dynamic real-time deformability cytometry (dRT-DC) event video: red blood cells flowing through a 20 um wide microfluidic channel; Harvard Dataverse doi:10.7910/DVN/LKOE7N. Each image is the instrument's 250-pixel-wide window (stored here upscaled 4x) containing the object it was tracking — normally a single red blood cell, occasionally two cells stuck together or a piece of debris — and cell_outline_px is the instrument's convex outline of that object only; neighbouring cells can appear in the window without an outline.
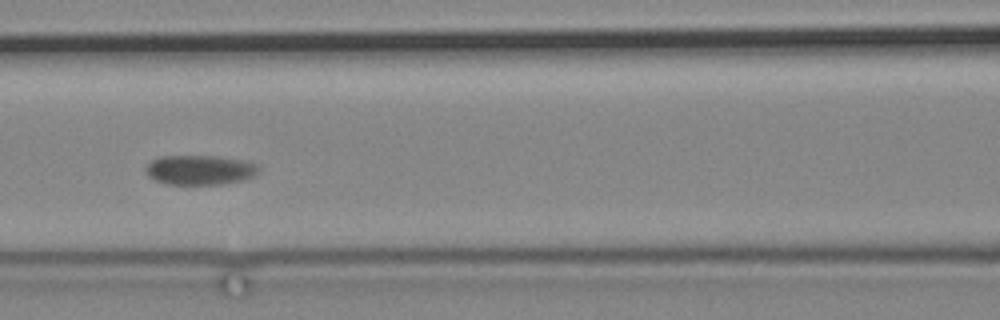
{"species": "common noctule bat (a hibernating species)", "species_latin": "Nyctalus noctula", "temperature_condition": "cold", "stored_images_in_passage": 4, "camera_frame_rate_fps": 3000, "um_per_image_px": 0.085, "animal": {"sex": "male", "body_mass_g": 19.2, "forearm_length_mm": 51.8}, "frame": {"image": 1, "passage_image": 3, "time_ms": 2.667, "image_size_px": [1000, 320], "cell_outline_px": [[260, 168], [252, 176], [240, 180], [220, 184], [168, 184], [156, 180], [148, 176], [144, 168], [152, 160], [160, 156], [216, 156], [248, 160], [256, 164]], "centroid_in_image_um": [16.97, 14.43], "position_along_channel_um": 149.6, "area_um2": 19.42}}
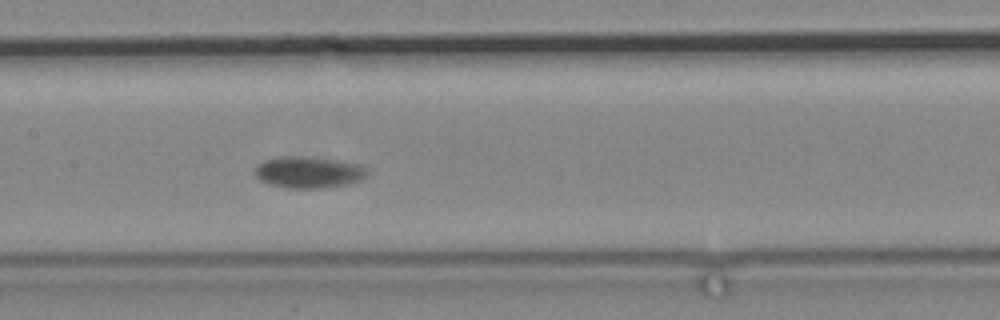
{"frame": {"image": 2, "passage_image": 4, "time_ms": 3.667, "image_size_px": [1000, 320], "cell_outline_px": [[368, 172], [360, 180], [352, 184], [324, 188], [284, 188], [268, 184], [260, 180], [256, 176], [256, 164], [264, 160], [300, 156], [336, 160], [360, 164]], "centroid_in_image_um": [26.24, 14.67], "position_along_channel_um": 181.2, "area_um2": 20.46}}